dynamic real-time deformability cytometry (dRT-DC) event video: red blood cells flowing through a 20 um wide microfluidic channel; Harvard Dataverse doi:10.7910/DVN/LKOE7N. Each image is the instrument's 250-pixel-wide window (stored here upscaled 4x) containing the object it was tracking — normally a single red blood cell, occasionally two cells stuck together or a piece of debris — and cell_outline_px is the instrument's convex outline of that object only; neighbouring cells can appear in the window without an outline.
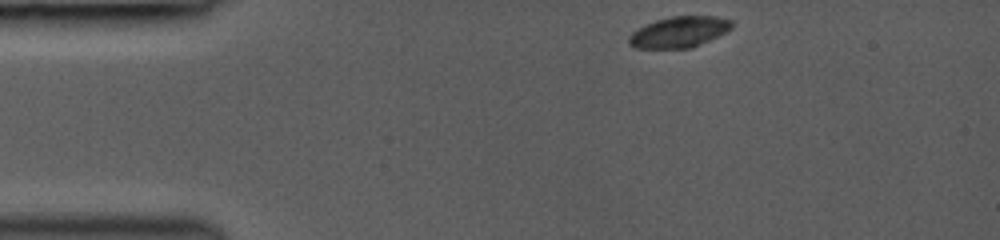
{"species": "common noctule bat (a hibernating species)", "species_latin": "Nyctalus noctula", "temperature_condition": "room temperature", "stored_images_in_passage": 10, "camera_frame_rate_fps": 3000, "um_per_image_px": 0.085, "animal": {"sex": "female", "body_mass_g": 19.0, "forearm_length_mm": 53.3}, "frame": {"image": 1, "passage_image": 1, "time_ms": 0.0, "image_size_px": [1000, 240], "cell_outline_px": [[732, 28], [692, 48], [636, 48], [628, 44], [628, 36], [632, 32], [656, 20], [672, 16], [716, 16], [732, 20]], "centroid_in_image_um": [57.71, 2.72], "position_along_channel_um": 27.3, "area_um2": 18.32}}
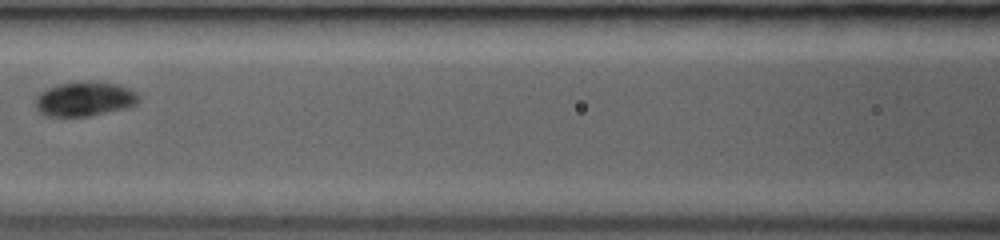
{"frame": {"image": 2, "passage_image": 8, "time_ms": 4.667, "image_size_px": [1000, 240], "cell_outline_px": [[140, 100], [136, 104], [124, 108], [88, 116], [48, 116], [40, 112], [36, 108], [36, 96], [40, 92], [56, 84], [84, 80], [88, 80], [116, 84], [128, 88], [136, 92], [140, 96]], "centroid_in_image_um": [7.19, 8.39], "position_along_channel_um": 159.4, "area_um2": 20.81}}
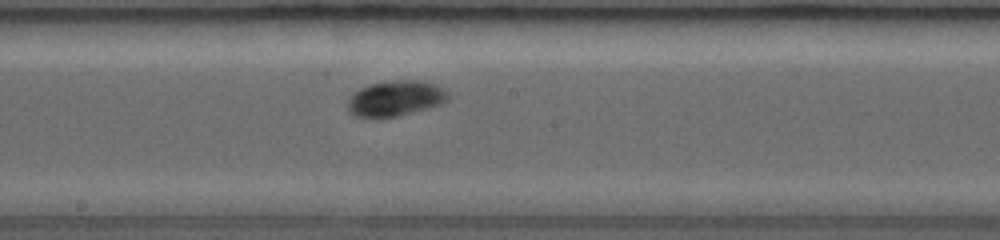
{"frame": {"image": 3, "passage_image": 10, "time_ms": 6.0, "image_size_px": [1000, 240], "cell_outline_px": [[448, 100], [440, 104], [428, 108], [380, 120], [352, 116], [348, 112], [348, 100], [360, 88], [368, 84], [396, 80], [420, 80], [436, 84], [444, 88], [448, 92]], "centroid_in_image_um": [33.59, 8.39], "position_along_channel_um": 214.6, "area_um2": 21.15}}